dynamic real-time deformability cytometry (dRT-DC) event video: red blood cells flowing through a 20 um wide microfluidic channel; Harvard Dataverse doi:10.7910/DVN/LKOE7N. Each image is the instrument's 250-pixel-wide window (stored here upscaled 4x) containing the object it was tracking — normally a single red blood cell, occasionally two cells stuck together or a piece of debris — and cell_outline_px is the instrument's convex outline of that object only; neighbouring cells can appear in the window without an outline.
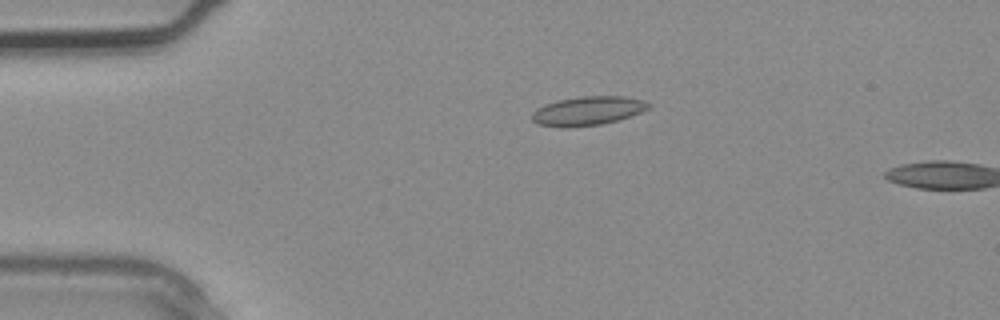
{"species": "common noctule bat (a hibernating species)", "species_latin": "Nyctalus noctula", "temperature_condition": "warm", "stored_images_in_passage": 3, "segment_of_instrument_passage": [1, 2], "camera_frame_rate_fps": 3000, "um_per_image_px": 0.085, "animal": {"sex": "male", "body_mass_g": 20.4}, "frame": {"image": 1, "passage_image": 2, "time_ms": 0.333, "image_size_px": [1000, 320], "cell_outline_px": [[652, 104], [648, 108], [640, 112], [616, 120], [600, 124], [536, 124], [532, 120], [532, 112], [536, 108], [544, 104], [556, 100], [580, 96], [624, 96], [644, 100]], "centroid_in_image_um": [49.99, 9.35], "position_along_channel_um": 35.0, "area_um2": 18.79}}